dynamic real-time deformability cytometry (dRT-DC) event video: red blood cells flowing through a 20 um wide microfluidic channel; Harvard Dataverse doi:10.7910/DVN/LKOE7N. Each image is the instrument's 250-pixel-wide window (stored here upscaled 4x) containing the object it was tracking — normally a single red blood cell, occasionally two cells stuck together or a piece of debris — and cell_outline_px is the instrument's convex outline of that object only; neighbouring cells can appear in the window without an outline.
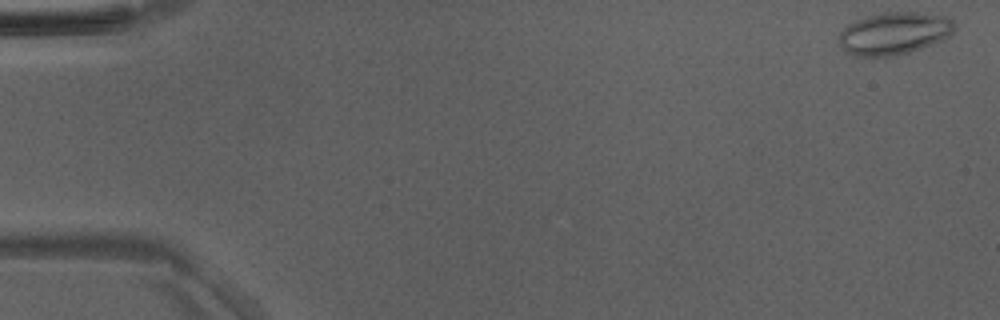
{"species": "Egyptian fruit bat (a non-hibernating species)", "species_latin": "Rousettus aegyptiacus", "temperature_condition": "room temperature", "stored_images_in_passage": 34, "camera_frame_rate_fps": 3000, "um_per_image_px": 0.085, "animal": {"sex": "male"}, "frame": {"image": 1, "passage_image": 1, "time_ms": 0.0, "image_size_px": [1000, 320], "cell_outline_px": [[956, 28], [944, 40], [908, 52], [892, 56], [852, 56], [844, 52], [840, 48], [840, 32], [848, 24], [872, 12], [920, 12], [948, 16], [956, 24]], "centroid_in_image_um": [75.99, 2.82], "position_along_channel_um": 9.0, "area_um2": 29.02}}
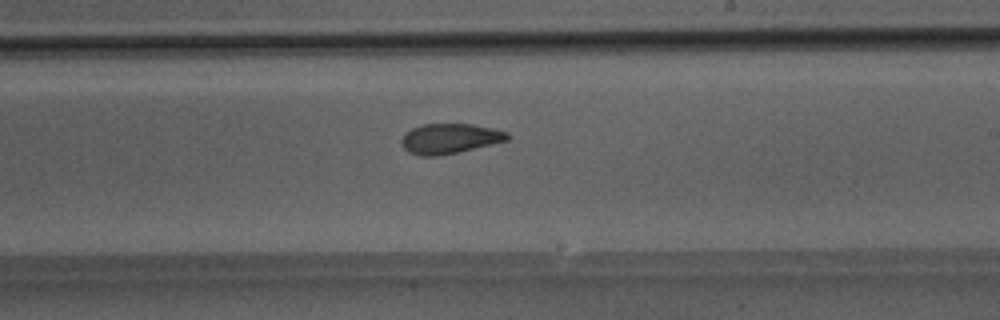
{"frame": {"image": 2, "passage_image": 29, "time_ms": 9.333, "image_size_px": [1000, 320], "cell_outline_px": [[508, 140], [440, 156], [420, 156], [408, 152], [400, 144], [400, 140], [404, 132], [412, 128], [424, 124], [472, 124], [492, 128], [508, 132]], "centroid_in_image_um": [38.16, 11.78], "position_along_channel_um": 250.8, "area_um2": 18.55}}